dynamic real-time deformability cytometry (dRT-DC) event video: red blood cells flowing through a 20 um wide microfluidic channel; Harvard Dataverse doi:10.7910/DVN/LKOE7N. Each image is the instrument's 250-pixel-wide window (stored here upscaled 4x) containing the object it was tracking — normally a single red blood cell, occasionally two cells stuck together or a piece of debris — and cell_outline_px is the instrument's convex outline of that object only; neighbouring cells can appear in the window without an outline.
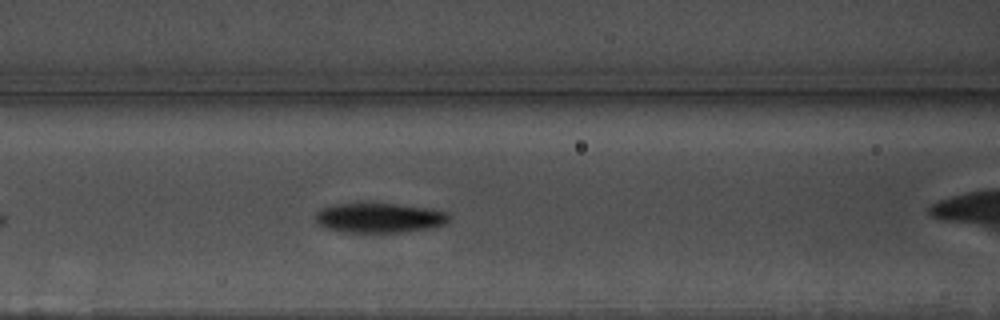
{"species": "common noctule bat (a hibernating species)", "species_latin": "Nyctalus noctula", "temperature_condition": "warm", "stored_images_in_passage": 25, "camera_frame_rate_fps": 3000, "um_per_image_px": 0.085, "animal": {"sex": "male", "body_mass_g": 17.5, "forearm_length_mm": 52.3}, "frame": {"image": 1, "passage_image": 11, "time_ms": 3.333, "image_size_px": [1000, 320], "cell_outline_px": [[448, 220], [444, 224], [428, 228], [408, 232], [340, 232], [324, 228], [316, 220], [316, 212], [320, 208], [332, 204], [396, 204], [428, 208], [448, 212]], "centroid_in_image_um": [32.21, 18.52], "position_along_channel_um": 134.4, "area_um2": 23.06}}
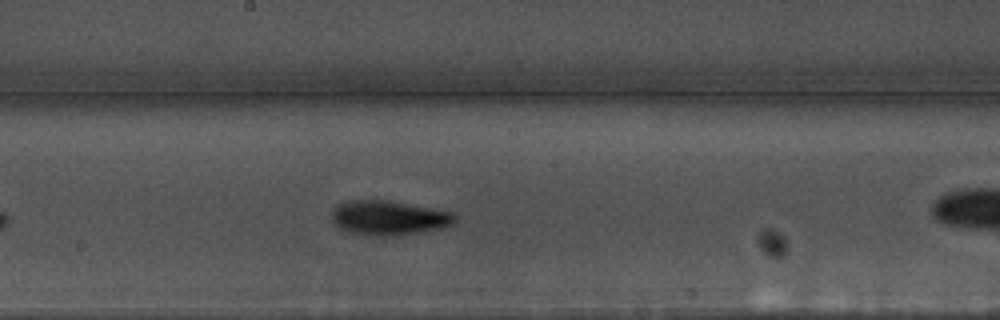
{"frame": {"image": 2, "passage_image": 18, "time_ms": 5.667, "image_size_px": [1000, 320], "cell_outline_px": [[456, 220], [452, 224], [440, 228], [416, 232], [384, 236], [380, 236], [348, 232], [340, 228], [332, 220], [332, 208], [336, 204], [352, 200], [388, 200], [452, 212], [456, 216]], "centroid_in_image_um": [33.0, 18.49], "position_along_channel_um": 215.2, "area_um2": 24.39}}
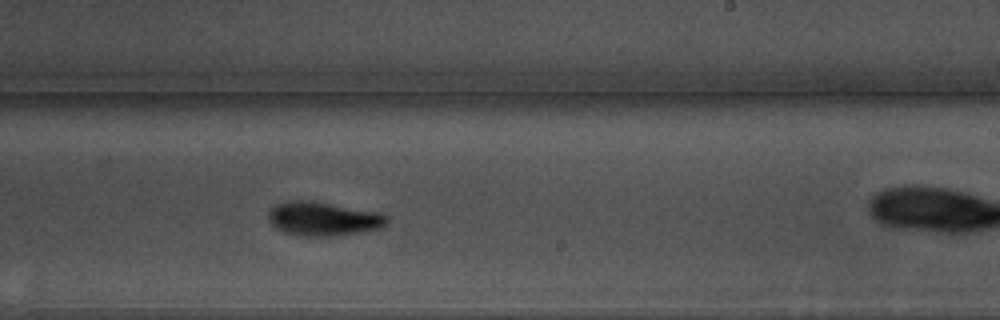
{"frame": {"image": 3, "passage_image": 22, "time_ms": 7.0, "image_size_px": [1000, 320], "cell_outline_px": [[388, 224], [380, 228], [336, 236], [304, 236], [284, 232], [276, 228], [268, 220], [268, 212], [276, 204], [288, 200], [300, 200], [328, 204], [380, 212], [388, 216]], "centroid_in_image_um": [27.47, 18.61], "position_along_channel_um": 261.5, "area_um2": 23.18}}